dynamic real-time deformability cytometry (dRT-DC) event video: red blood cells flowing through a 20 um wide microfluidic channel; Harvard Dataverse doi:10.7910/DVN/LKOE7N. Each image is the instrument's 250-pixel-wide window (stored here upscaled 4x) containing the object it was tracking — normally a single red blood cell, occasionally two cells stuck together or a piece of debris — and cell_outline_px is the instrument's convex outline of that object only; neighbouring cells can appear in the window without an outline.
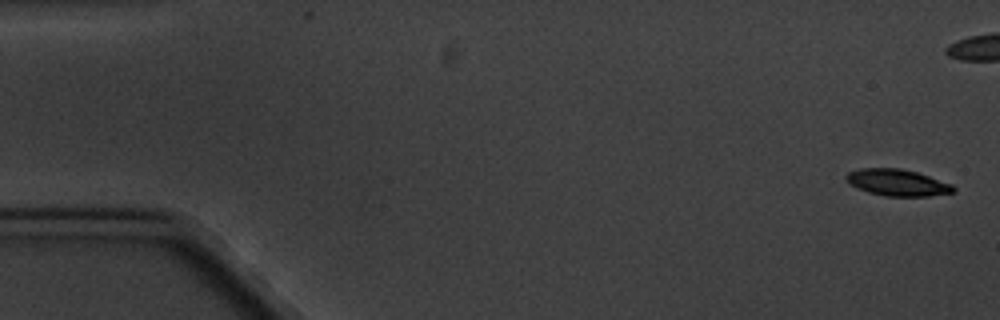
{"species": "common noctule bat (a hibernating species)", "species_latin": "Nyctalus noctula", "temperature_condition": "cold", "stored_images_in_passage": 6, "camera_frame_rate_fps": 3000, "um_per_image_px": 0.085, "animal": {"sex": "male", "body_mass_g": 20.1, "forearm_length_mm": 53.5}, "frame": {"image": 1, "passage_image": 1, "time_ms": 0.0, "image_size_px": [1000, 320], "cell_outline_px": [[956, 192], [928, 196], [884, 196], [868, 192], [856, 188], [848, 184], [844, 180], [844, 176], [848, 172], [860, 168], [900, 168], [916, 172], [952, 184], [956, 188]], "centroid_in_image_um": [76.23, 15.52], "position_along_channel_um": 8.8, "area_um2": 16.82}}